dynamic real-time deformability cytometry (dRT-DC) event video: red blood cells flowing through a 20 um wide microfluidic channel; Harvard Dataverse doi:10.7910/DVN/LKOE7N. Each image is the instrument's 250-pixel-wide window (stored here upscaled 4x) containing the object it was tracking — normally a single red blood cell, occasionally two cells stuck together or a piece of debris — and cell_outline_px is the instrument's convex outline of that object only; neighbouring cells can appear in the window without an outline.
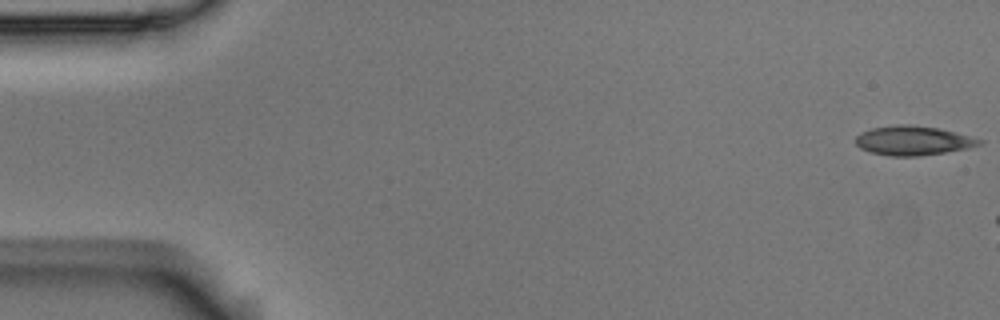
{"species": "Egyptian fruit bat (a non-hibernating species)", "species_latin": "Rousettus aegyptiacus", "temperature_condition": "room temperature", "stored_images_in_passage": 3, "camera_frame_rate_fps": 3000, "um_per_image_px": 0.085, "animal": {"sex": "male"}, "frame": {"image": 1, "passage_image": 1, "time_ms": 0.0, "image_size_px": [1000, 320], "cell_outline_px": [[984, 144], [968, 148], [920, 156], [888, 156], [872, 152], [860, 148], [856, 144], [856, 136], [860, 132], [872, 128], [896, 124], [912, 124], [940, 128], [956, 132], [984, 140]], "centroid_in_image_um": [77.63, 11.94], "position_along_channel_um": 7.4, "area_um2": 21.33}}